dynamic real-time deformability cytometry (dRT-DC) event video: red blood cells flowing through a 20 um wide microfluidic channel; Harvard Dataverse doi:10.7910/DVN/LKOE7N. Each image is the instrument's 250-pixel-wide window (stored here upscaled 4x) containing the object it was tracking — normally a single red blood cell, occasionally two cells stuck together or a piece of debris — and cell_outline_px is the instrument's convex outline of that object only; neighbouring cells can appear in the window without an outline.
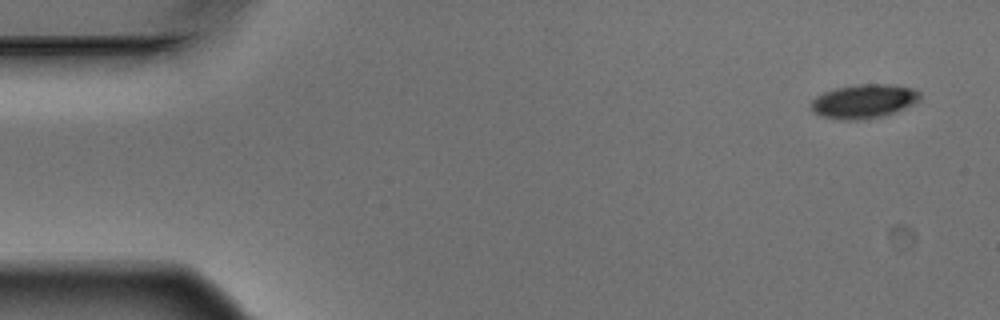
{"species": "Egyptian fruit bat (a non-hibernating species)", "species_latin": "Rousettus aegyptiacus", "temperature_condition": "warm", "stored_images_in_passage": 6, "camera_frame_rate_fps": 3000, "um_per_image_px": 0.085, "animal": {"sex": "male"}, "frame": {"image": 1, "passage_image": 1, "time_ms": 0.0, "image_size_px": [1000, 320], "cell_outline_px": [[920, 96], [912, 104], [884, 116], [864, 120], [840, 120], [820, 116], [812, 112], [812, 100], [816, 96], [824, 92], [836, 88], [856, 84], [892, 84], [912, 88], [920, 92]], "centroid_in_image_um": [73.38, 8.61], "position_along_channel_um": 11.6, "area_um2": 21.56}}
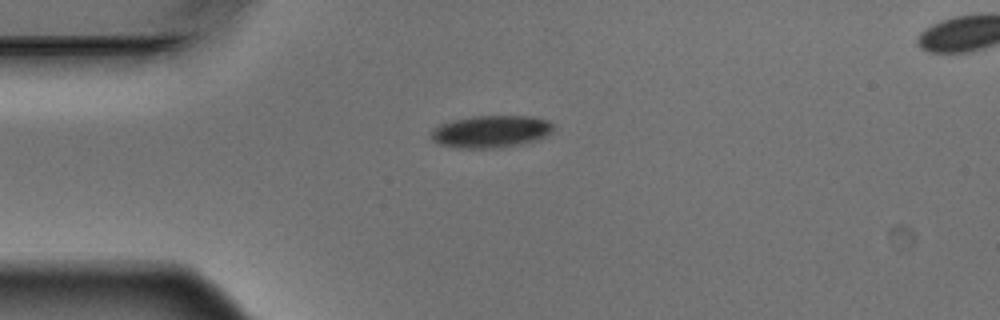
{"frame": {"image": 2, "passage_image": 4, "time_ms": 1.0, "image_size_px": [1000, 320], "cell_outline_px": [[556, 128], [552, 132], [536, 140], [520, 144], [492, 148], [460, 148], [440, 144], [432, 140], [432, 132], [440, 124], [452, 120], [472, 116], [532, 116], [548, 120], [556, 124]], "centroid_in_image_um": [41.79, 11.16], "position_along_channel_um": 43.2, "area_um2": 22.95}}
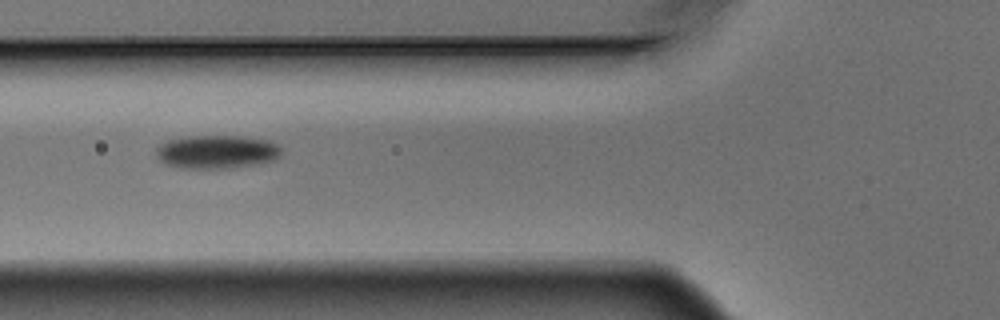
{"frame": {"image": 3, "passage_image": 6, "time_ms": 1.667, "image_size_px": [1000, 320], "cell_outline_px": [[284, 148], [280, 156], [276, 160], [256, 164], [232, 168], [180, 168], [164, 164], [156, 156], [156, 148], [160, 144], [168, 140], [188, 136], [236, 136], [272, 140]], "centroid_in_image_um": [18.47, 12.91], "position_along_channel_um": 107.3, "area_um2": 24.8}}